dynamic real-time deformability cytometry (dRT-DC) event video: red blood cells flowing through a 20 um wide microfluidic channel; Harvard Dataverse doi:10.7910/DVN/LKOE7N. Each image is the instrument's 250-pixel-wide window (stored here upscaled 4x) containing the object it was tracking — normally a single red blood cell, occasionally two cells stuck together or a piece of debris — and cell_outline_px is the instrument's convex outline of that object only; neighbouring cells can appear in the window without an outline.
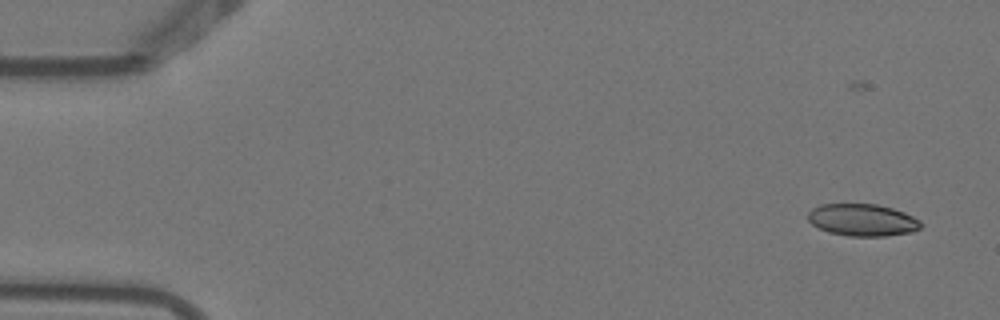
{"species": "Egyptian fruit bat (a non-hibernating species)", "species_latin": "Rousettus aegyptiacus", "temperature_condition": "warm", "stored_images_in_passage": 5, "camera_frame_rate_fps": 3000, "um_per_image_px": 0.085, "animal": {"sex": "female"}, "frame": {"image": 1, "passage_image": 2, "time_ms": 0.333, "image_size_px": [1000, 320], "cell_outline_px": [[920, 228], [912, 232], [884, 236], [848, 236], [828, 232], [812, 224], [808, 220], [808, 212], [812, 208], [820, 204], [876, 204], [892, 208], [904, 212], [920, 220]], "centroid_in_image_um": [73.29, 18.69], "position_along_channel_um": 11.7, "area_um2": 21.1}}
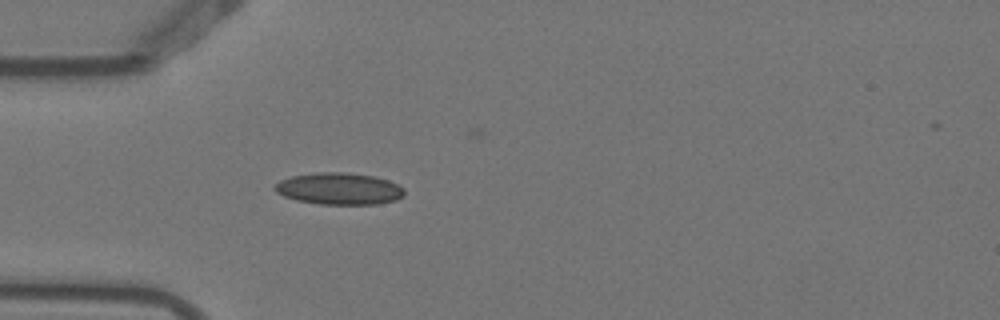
{"frame": {"image": 2, "passage_image": 5, "time_ms": 1.333, "image_size_px": [1000, 320], "cell_outline_px": [[404, 196], [396, 200], [376, 204], [320, 204], [296, 200], [284, 196], [276, 192], [272, 188], [280, 180], [292, 176], [316, 172], [344, 172], [372, 176], [388, 180], [404, 188]], "centroid_in_image_um": [28.81, 16.04], "position_along_channel_um": 56.2, "area_um2": 23.99}}